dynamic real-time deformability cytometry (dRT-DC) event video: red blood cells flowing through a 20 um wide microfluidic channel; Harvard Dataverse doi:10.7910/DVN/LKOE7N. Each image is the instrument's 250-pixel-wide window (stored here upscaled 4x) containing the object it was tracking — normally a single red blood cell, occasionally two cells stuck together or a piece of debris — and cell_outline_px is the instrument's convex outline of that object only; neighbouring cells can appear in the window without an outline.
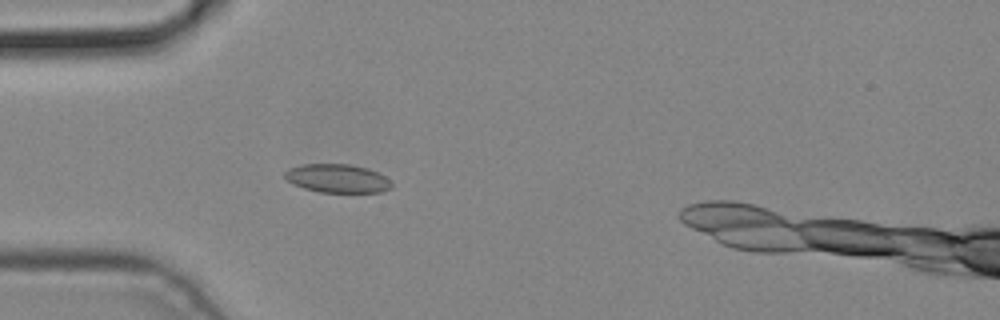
{"species": "common noctule bat (a hibernating species)", "species_latin": "Nyctalus noctula", "temperature_condition": "cold", "stored_images_in_passage": 2, "camera_frame_rate_fps": 3000, "um_per_image_px": 0.085, "animal": {"sex": "male", "body_mass_g": 19.2, "forearm_length_mm": 51.8}, "frame": {"image": 1, "passage_image": 1, "time_ms": 0.0, "image_size_px": [1000, 320], "cell_outline_px": [[392, 188], [380, 192], [320, 192], [304, 188], [292, 184], [284, 180], [284, 172], [288, 168], [300, 164], [352, 164], [368, 168], [384, 176], [392, 184]], "centroid_in_image_um": [28.62, 15.16], "position_along_channel_um": 56.4, "area_um2": 17.92}}